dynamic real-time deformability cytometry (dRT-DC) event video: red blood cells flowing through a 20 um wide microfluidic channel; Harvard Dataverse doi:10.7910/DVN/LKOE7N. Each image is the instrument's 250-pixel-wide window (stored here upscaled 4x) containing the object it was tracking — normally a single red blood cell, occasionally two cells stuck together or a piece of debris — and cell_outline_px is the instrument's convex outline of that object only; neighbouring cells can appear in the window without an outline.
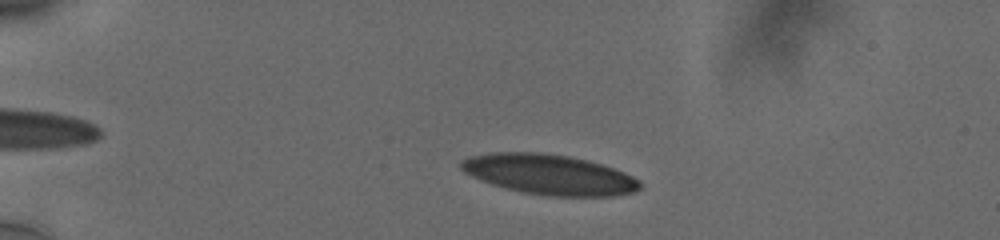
{"species": "human", "species_latin": "Homo sapiens", "temperature_condition": "cold", "stored_images_in_passage": 14, "camera_frame_rate_fps": 3000, "um_per_image_px": 0.085, "donor": {"sex": "male"}, "frame": {"image": 1, "passage_image": 8, "time_ms": 2.333, "image_size_px": [1000, 240], "cell_outline_px": [[640, 188], [632, 192], [612, 196], [548, 196], [524, 192], [492, 184], [480, 180], [464, 172], [460, 168], [460, 160], [468, 156], [492, 152], [540, 152], [568, 156], [588, 160], [624, 172], [640, 180]], "centroid_in_image_um": [46.64, 14.82], "position_along_channel_um": 38.4, "area_um2": 41.73}}